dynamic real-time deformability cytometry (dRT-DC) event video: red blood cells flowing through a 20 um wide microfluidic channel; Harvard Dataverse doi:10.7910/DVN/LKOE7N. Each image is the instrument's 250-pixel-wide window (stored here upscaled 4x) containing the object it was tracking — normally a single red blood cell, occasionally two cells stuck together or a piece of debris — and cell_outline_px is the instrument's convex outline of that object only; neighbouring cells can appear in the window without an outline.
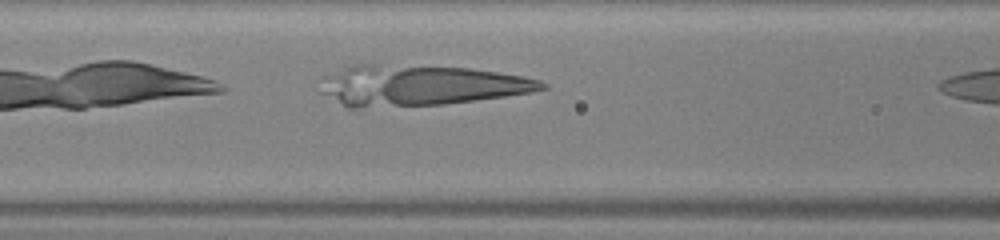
{"species": "human", "species_latin": "Homo sapiens", "temperature_condition": "warm", "stored_images_in_passage": 7, "camera_frame_rate_fps": 3000, "um_per_image_px": 0.085, "donor": {"sex": "male"}, "frame": {"image": 1, "passage_image": 6, "time_ms": 1.667, "image_size_px": [1000, 240], "cell_outline_px": [[548, 88], [532, 92], [504, 96], [444, 104], [352, 108], [344, 108], [320, 92], [320, 76], [356, 64], [368, 64], [468, 68], [524, 76], [540, 80], [548, 84]], "centroid_in_image_um": [35.64, 7.26], "position_along_channel_um": 131.0, "area_um2": 52.48}}